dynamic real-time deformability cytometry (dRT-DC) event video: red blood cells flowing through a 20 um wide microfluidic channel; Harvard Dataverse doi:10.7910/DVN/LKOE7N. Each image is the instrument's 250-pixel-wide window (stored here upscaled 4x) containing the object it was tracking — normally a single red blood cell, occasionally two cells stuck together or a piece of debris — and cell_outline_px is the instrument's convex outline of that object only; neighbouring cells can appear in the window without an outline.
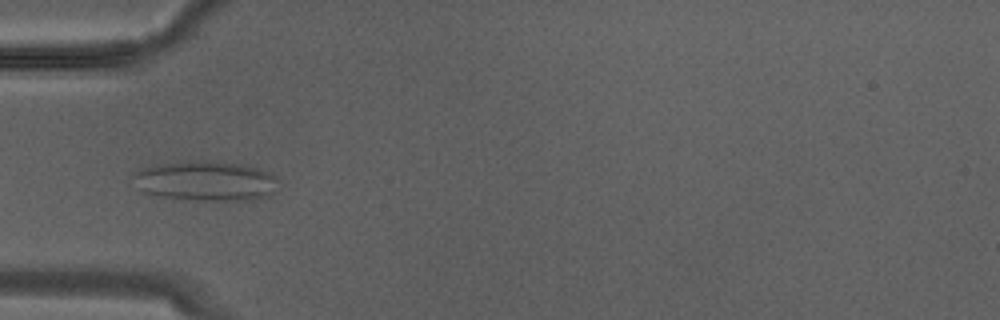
{"species": "Egyptian fruit bat (a non-hibernating species)", "species_latin": "Rousettus aegyptiacus", "temperature_condition": "warm", "stored_images_in_passage": 7, "camera_frame_rate_fps": 3000, "um_per_image_px": 0.085, "animal": {"sex": "male"}, "frame": {"image": 1, "passage_image": 4, "time_ms": 1.0, "image_size_px": [1000, 320], "cell_outline_px": [[276, 180], [272, 192], [268, 196], [256, 200], [200, 200], [160, 196], [144, 192], [132, 176], [140, 168], [160, 164], [200, 160], [204, 160], [240, 164], [272, 172], [276, 176]], "centroid_in_image_um": [17.51, 15.38], "position_along_channel_um": 67.5, "area_um2": 33.29}}
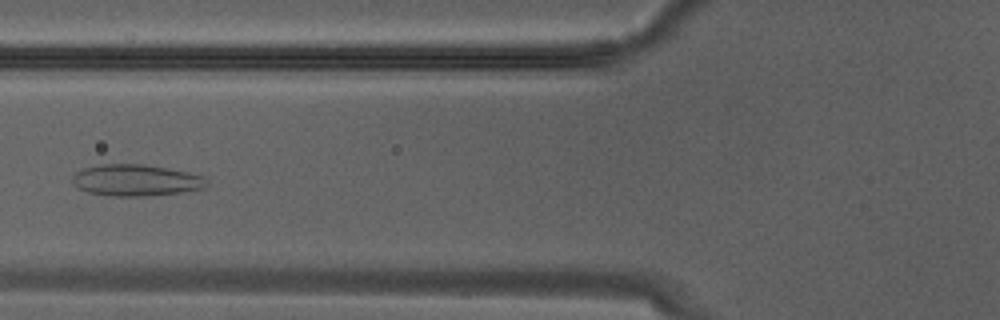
{"frame": {"image": 2, "passage_image": 6, "time_ms": 1.667, "image_size_px": [1000, 320], "cell_outline_px": [[208, 184], [204, 188], [184, 192], [148, 196], [112, 196], [88, 192], [80, 188], [72, 180], [72, 176], [80, 168], [100, 164], [144, 164], [168, 168], [208, 176]], "centroid_in_image_um": [11.61, 15.31], "position_along_channel_um": 114.2, "area_um2": 24.97}}